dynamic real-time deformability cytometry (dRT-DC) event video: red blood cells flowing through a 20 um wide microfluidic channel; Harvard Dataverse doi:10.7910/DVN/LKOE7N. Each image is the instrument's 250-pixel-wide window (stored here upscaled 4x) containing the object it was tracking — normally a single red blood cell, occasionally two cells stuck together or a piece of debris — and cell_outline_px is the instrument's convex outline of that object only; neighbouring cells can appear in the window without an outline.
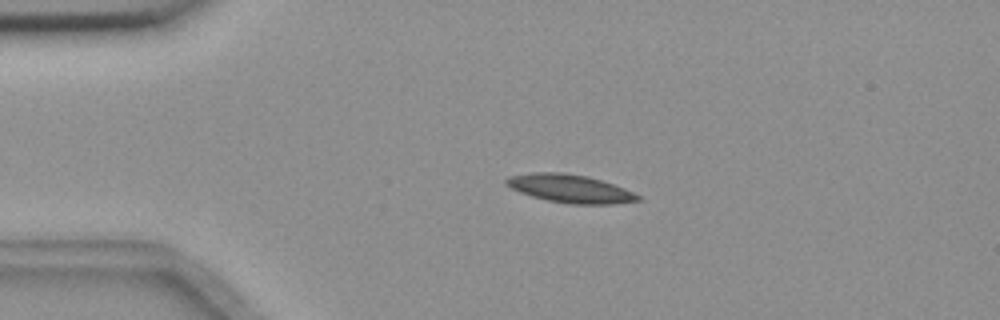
{"species": "common noctule bat (a hibernating species)", "species_latin": "Nyctalus noctula", "temperature_condition": "room temperature", "stored_images_in_passage": 48, "camera_frame_rate_fps": 3000, "um_per_image_px": 0.085, "animal": {"sex": "female", "body_mass_g": 18.4}, "frame": {"image": 1, "passage_image": 12, "time_ms": 3.667, "image_size_px": [1000, 320], "cell_outline_px": [[644, 200], [616, 204], [568, 204], [548, 200], [532, 196], [520, 192], [504, 184], [504, 180], [508, 176], [532, 172], [564, 172], [588, 176], [624, 188], [640, 196]], "centroid_in_image_um": [48.45, 16.03], "position_along_channel_um": 36.5, "area_um2": 21.73}}
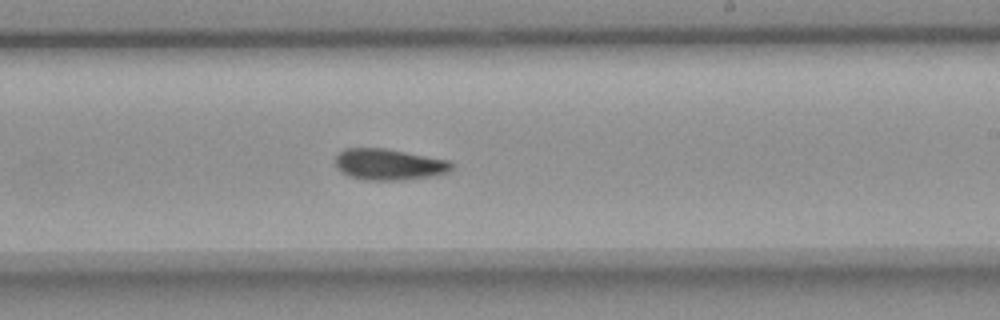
{"frame": {"image": 2, "passage_image": 33, "time_ms": 10.667, "image_size_px": [1000, 320], "cell_outline_px": [[456, 164], [448, 172], [436, 176], [404, 180], [360, 180], [348, 176], [340, 172], [336, 164], [336, 156], [344, 148], [384, 148], [452, 160]], "centroid_in_image_um": [33.11, 13.98], "position_along_channel_um": 255.9, "area_um2": 21.62}}
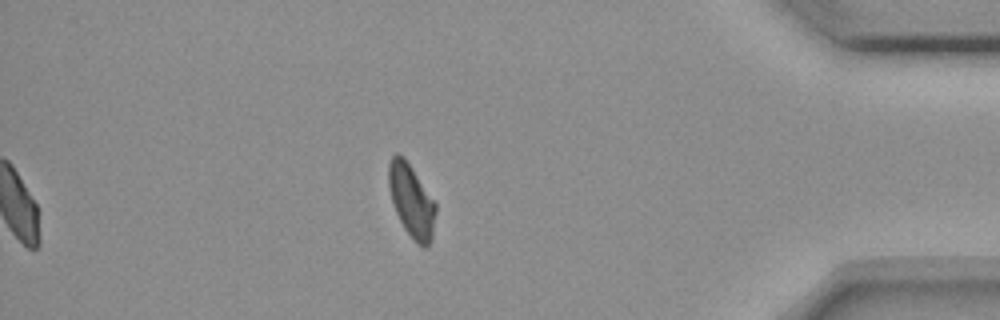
{"frame": {"image": 3, "passage_image": 48, "time_ms": 15.667, "image_size_px": [1000, 320], "cell_outline_px": [[436, 212], [432, 236], [428, 244], [424, 248], [416, 244], [404, 228], [396, 212], [392, 200], [388, 184], [388, 164], [392, 156], [396, 152], [404, 156], [436, 204]], "centroid_in_image_um": [34.96, 17.05], "position_along_channel_um": 400.2, "area_um2": 19.83}, "authors_computed_cell_mechanics": {"area_um2": 20.9236, "velocity_mm_per_s": 3.6547, "shape_relaxation_time_tau1_ms": 8.5466, "shape_relaxation_time_tau2_ms": null, "deformation_change_tau1": 0.1884, "deformation_change_tau2": null}}